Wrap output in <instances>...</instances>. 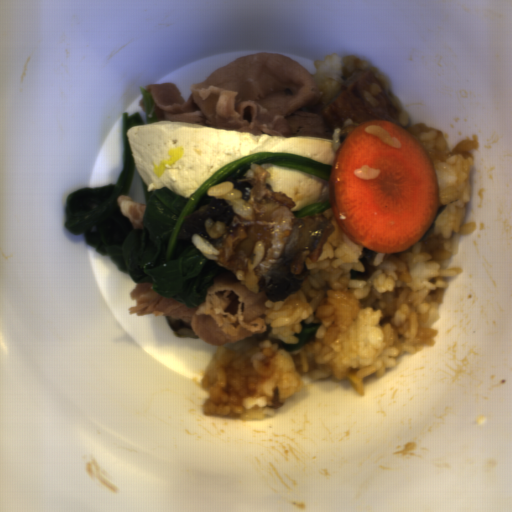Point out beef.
I'll return each mask as SVG.
<instances>
[{
  "label": "beef",
  "instance_id": "1",
  "mask_svg": "<svg viewBox=\"0 0 512 512\" xmlns=\"http://www.w3.org/2000/svg\"><path fill=\"white\" fill-rule=\"evenodd\" d=\"M160 121L284 136L345 135L360 122L399 124L378 76L360 72L328 102L317 79L294 58L275 52L240 56L190 86L186 101L172 82L148 84Z\"/></svg>",
  "mask_w": 512,
  "mask_h": 512
},
{
  "label": "beef",
  "instance_id": "3",
  "mask_svg": "<svg viewBox=\"0 0 512 512\" xmlns=\"http://www.w3.org/2000/svg\"><path fill=\"white\" fill-rule=\"evenodd\" d=\"M117 205L121 215L127 217L135 229L142 227L147 207L146 204L138 203L132 200L129 196L123 194L119 195Z\"/></svg>",
  "mask_w": 512,
  "mask_h": 512
},
{
  "label": "beef",
  "instance_id": "2",
  "mask_svg": "<svg viewBox=\"0 0 512 512\" xmlns=\"http://www.w3.org/2000/svg\"><path fill=\"white\" fill-rule=\"evenodd\" d=\"M136 305L128 309L131 315H159L185 322L199 339L214 348L225 343L235 344L255 334H270L265 313L268 296L256 293L236 278L213 277L204 302L198 307L163 297L150 283L135 285L129 294Z\"/></svg>",
  "mask_w": 512,
  "mask_h": 512
}]
</instances>
